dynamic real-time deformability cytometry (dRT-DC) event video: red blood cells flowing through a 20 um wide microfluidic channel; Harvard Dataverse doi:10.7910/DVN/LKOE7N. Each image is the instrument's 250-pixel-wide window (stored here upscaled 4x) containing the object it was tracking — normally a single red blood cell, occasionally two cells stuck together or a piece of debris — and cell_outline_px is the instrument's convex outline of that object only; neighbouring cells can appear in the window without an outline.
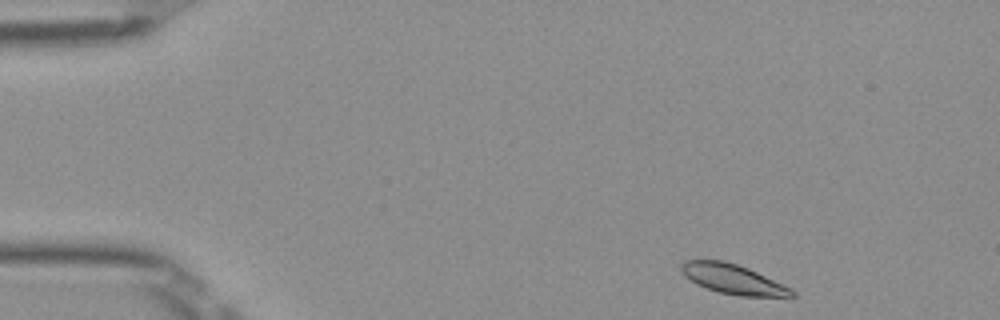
{"species": "Egyptian fruit bat (a non-hibernating species)", "species_latin": "Rousettus aegyptiacus", "temperature_condition": "room temperature", "stored_images_in_passage": 46, "camera_frame_rate_fps": 3000, "um_per_image_px": 0.085, "frame": {"image": 1, "passage_image": 1, "time_ms": 0.0, "image_size_px": [1000, 320], "cell_outline_px": [[796, 296], [740, 296], [720, 292], [696, 284], [684, 276], [680, 272], [680, 264], [684, 260], [724, 260], [748, 268], [792, 288], [796, 292]], "centroid_in_image_um": [62.27, 23.71], "position_along_channel_um": 22.7, "area_um2": 19.13}}
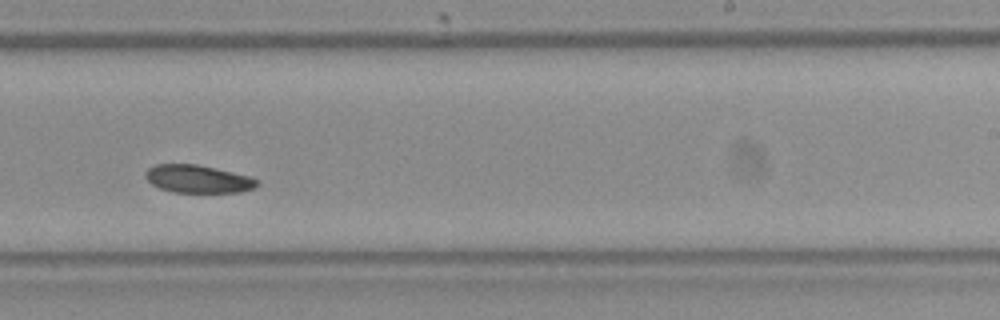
{"frame": {"image": 2, "passage_image": 27, "time_ms": 8.667, "image_size_px": [1000, 320], "cell_outline_px": [[260, 184], [256, 188], [240, 192], [172, 192], [160, 188], [152, 184], [144, 176], [144, 172], [148, 168], [156, 164], [196, 164], [232, 172], [248, 176], [260, 180]], "centroid_in_image_um": [16.83, 15.21], "position_along_channel_um": 272.2, "area_um2": 18.15}}
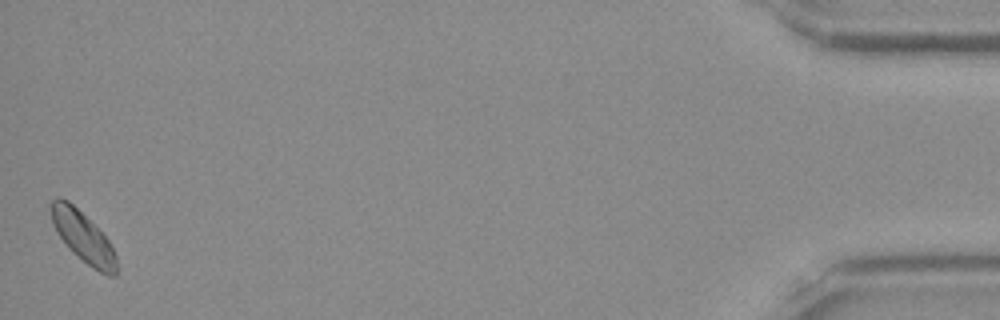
{"frame": {"image": 3, "passage_image": 46, "time_ms": 15.0, "image_size_px": [1000, 320], "cell_outline_px": [[120, 268], [116, 276], [108, 276], [92, 268], [72, 252], [56, 232], [52, 220], [52, 200], [56, 196], [60, 196], [68, 200], [108, 240], [116, 256]], "centroid_in_image_um": [7.1, 20.2], "position_along_channel_um": 428.1, "area_um2": 19.02}, "authors_computed_cell_mechanics": {"area_um2": 19.1029, "velocity_mm_per_s": 3.8925, "shape_relaxation_time_tau1_ms": 3.3834, "shape_relaxation_time_tau2_ms": null, "deformation_change_tau1": 0.0726, "deformation_change_tau2": null}}